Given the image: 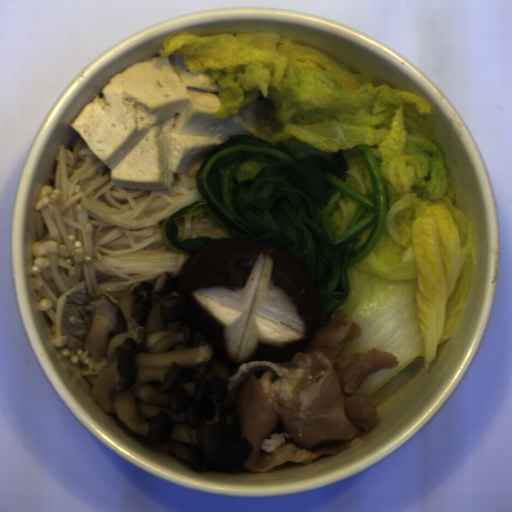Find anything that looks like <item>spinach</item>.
Returning <instances> with one entry per match:
<instances>
[{"mask_svg": "<svg viewBox=\"0 0 512 512\" xmlns=\"http://www.w3.org/2000/svg\"><path fill=\"white\" fill-rule=\"evenodd\" d=\"M362 156L373 191L364 195L345 182L350 168L341 149L332 158L292 157L280 146L248 135L232 136L211 148L195 175L202 198L171 214L161 226L165 246L191 256L217 241L208 237L178 240L177 218L207 213L232 239L248 238L281 248L307 272L320 302V325L349 296V268L375 248L386 224L388 205L382 172L367 144L354 147ZM270 163L254 180L235 181L234 169L244 158ZM361 206L335 239L330 218L342 195ZM376 223L365 245L353 250L359 234Z\"/></svg>", "mask_w": 512, "mask_h": 512, "instance_id": "1", "label": "spinach"}]
</instances>
